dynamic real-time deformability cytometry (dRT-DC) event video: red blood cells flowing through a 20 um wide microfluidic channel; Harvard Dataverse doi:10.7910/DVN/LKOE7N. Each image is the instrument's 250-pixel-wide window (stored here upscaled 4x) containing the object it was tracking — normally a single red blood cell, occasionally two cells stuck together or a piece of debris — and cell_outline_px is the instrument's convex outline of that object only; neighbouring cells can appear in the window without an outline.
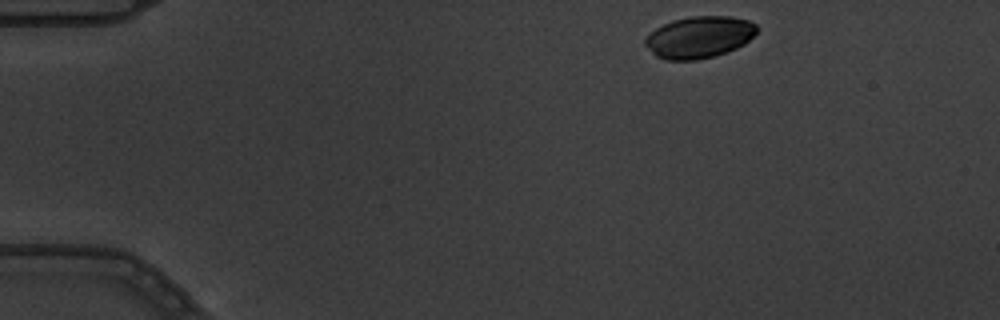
{"species": "common noctule bat (a hibernating species)", "species_latin": "Nyctalus noctula", "temperature_condition": "warm", "stored_images_in_passage": 4, "camera_frame_rate_fps": 3000, "um_per_image_px": 0.085, "animal": {"sex": "male", "body_mass_g": 19.5, "forearm_length_mm": 54.6}, "frame": {"image": 1, "passage_image": 1, "time_ms": 0.0, "image_size_px": [1000, 320], "cell_outline_px": [[760, 28], [744, 44], [736, 48], [712, 56], [696, 60], [664, 60], [656, 56], [644, 44], [644, 40], [656, 28], [672, 20], [692, 16], [732, 16], [748, 20], [756, 24]], "centroid_in_image_um": [59.44, 3.15], "position_along_channel_um": 25.6, "area_um2": 27.05}}
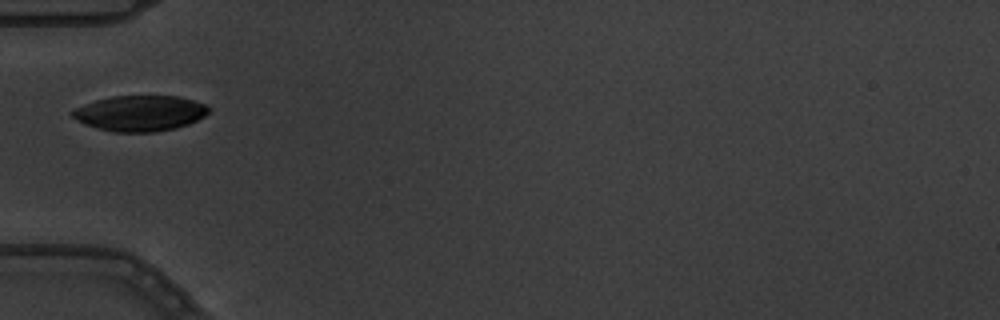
{"frame": {"image": 2, "passage_image": 4, "time_ms": 1.0, "image_size_px": [1000, 320], "cell_outline_px": [[212, 112], [188, 124], [176, 128], [156, 132], [112, 132], [96, 128], [84, 124], [76, 120], [68, 112], [84, 104], [96, 100], [112, 96], [180, 96], [204, 104], [212, 108]], "centroid_in_image_um": [11.9, 9.63], "position_along_channel_um": 73.1, "area_um2": 28.55}}